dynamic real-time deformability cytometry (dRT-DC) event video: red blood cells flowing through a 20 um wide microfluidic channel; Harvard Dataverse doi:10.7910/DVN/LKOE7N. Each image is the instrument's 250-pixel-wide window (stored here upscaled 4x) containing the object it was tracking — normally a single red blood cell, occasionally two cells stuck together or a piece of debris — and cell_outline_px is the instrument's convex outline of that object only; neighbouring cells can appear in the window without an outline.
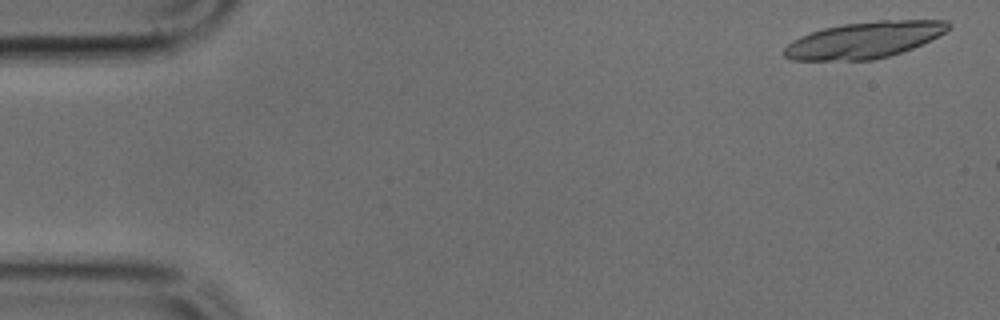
{"species": "common noctule bat (a hibernating species)", "species_latin": "Nyctalus noctula", "temperature_condition": "cold", "stored_images_in_passage": 7, "camera_frame_rate_fps": 3000, "um_per_image_px": 0.085, "animal": {"sex": "male", "body_mass_g": 17.9, "forearm_length_mm": 54.2}, "frame": {"image": 1, "passage_image": 2, "time_ms": 0.333, "image_size_px": [1000, 320], "cell_outline_px": [[952, 24], [944, 32], [912, 48], [888, 56], [872, 60], [792, 60], [784, 56], [784, 48], [792, 40], [800, 36], [824, 28], [844, 24], [880, 20], [948, 20]], "centroid_in_image_um": [73.44, 3.39], "position_along_channel_um": 11.6, "area_um2": 34.39}}